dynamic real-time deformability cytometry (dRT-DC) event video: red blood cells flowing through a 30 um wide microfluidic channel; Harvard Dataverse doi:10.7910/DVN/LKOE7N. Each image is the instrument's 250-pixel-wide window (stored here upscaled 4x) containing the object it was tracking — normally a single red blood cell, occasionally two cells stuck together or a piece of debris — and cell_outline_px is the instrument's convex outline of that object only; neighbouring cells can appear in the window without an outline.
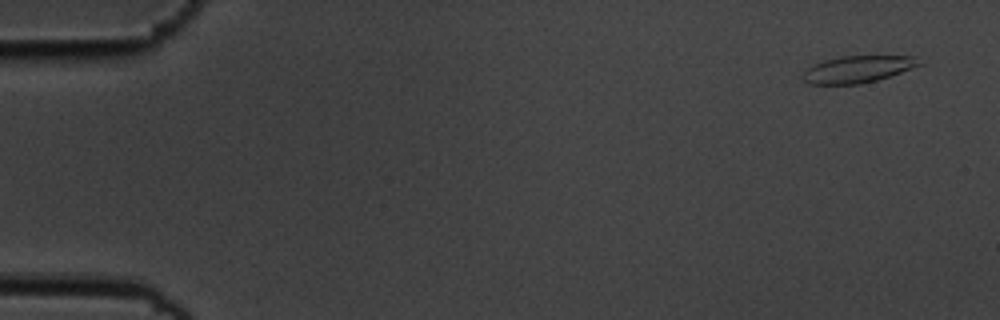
{"species": "common noctule bat (a hibernating species)", "species_latin": "Nyctalus noctula", "temperature_condition": "cold", "stored_images_in_passage": 4, "camera_frame_rate_fps": 3000, "um_per_image_px": 0.085, "animal": {"sex": "male", "body_mass_g": 19.5, "forearm_length_mm": 54.6}, "frame": {"image": 1, "passage_image": 1, "time_ms": 0.0, "image_size_px": [1000, 320], "cell_outline_px": [[924, 64], [876, 80], [860, 84], [808, 84], [800, 76], [808, 68], [824, 60], [840, 56], [916, 56]], "centroid_in_image_um": [72.91, 5.88], "position_along_channel_um": 12.1, "area_um2": 18.15}}